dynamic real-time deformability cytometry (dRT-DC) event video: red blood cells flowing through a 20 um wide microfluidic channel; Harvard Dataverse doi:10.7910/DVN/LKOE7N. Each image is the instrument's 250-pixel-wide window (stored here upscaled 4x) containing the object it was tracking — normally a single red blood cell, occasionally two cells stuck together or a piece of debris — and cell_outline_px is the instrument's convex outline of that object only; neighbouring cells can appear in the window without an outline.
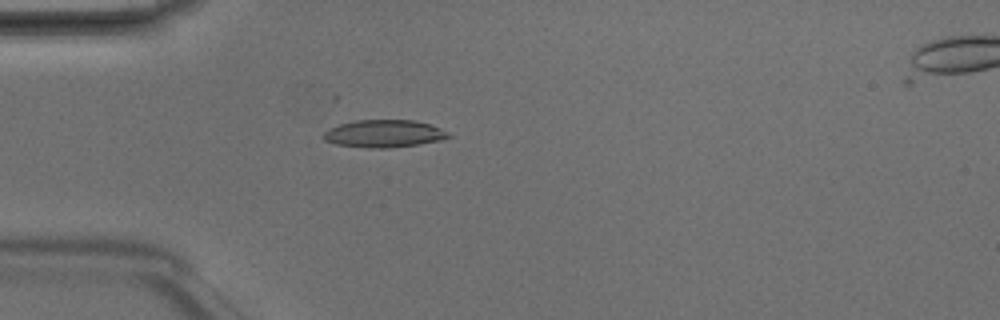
{"species": "Egyptian fruit bat (a non-hibernating species)", "species_latin": "Rousettus aegyptiacus", "temperature_condition": "room temperature", "stored_images_in_passage": 1, "camera_frame_rate_fps": 3000, "um_per_image_px": 0.085, "animal": {"sex": "male"}, "frame": {"image": 1, "passage_image": 1, "time_ms": 0.0, "image_size_px": [1000, 320], "cell_outline_px": [[452, 136], [440, 140], [420, 144], [388, 148], [368, 148], [336, 144], [324, 140], [324, 132], [328, 128], [340, 124], [356, 120], [412, 120], [432, 124], [448, 132]], "centroid_in_image_um": [32.65, 11.36], "position_along_channel_um": 52.3, "area_um2": 20.06}}